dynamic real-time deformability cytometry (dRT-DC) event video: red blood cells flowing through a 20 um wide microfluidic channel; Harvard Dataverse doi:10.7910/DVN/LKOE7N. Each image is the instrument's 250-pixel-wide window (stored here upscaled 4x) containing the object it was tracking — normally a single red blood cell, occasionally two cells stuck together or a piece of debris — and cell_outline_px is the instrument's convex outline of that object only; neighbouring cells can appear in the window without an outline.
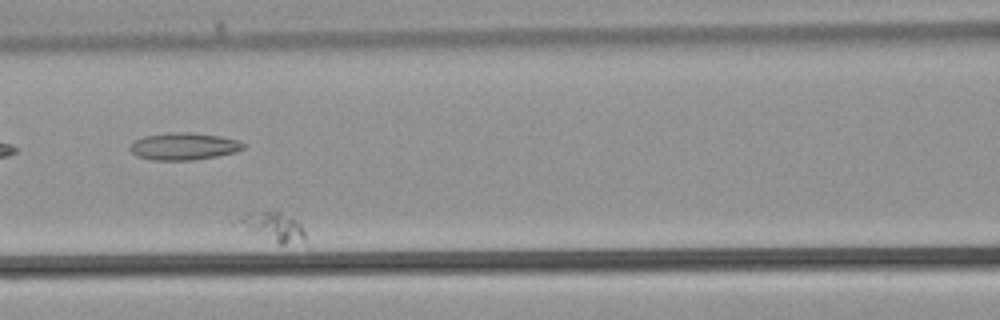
{"species": "common noctule bat (a hibernating species)", "species_latin": "Nyctalus noctula", "temperature_condition": "warm", "stored_images_in_passage": 29, "camera_frame_rate_fps": 3000, "um_per_image_px": 0.085, "animal": {"sex": "male", "body_mass_g": 21.5, "forearm_length_mm": 52.0}, "frame": {"image": 1, "passage_image": 7, "time_ms": 2.0, "image_size_px": [1000, 320], "cell_outline_px": [[304, 240], [284, 244], [280, 244], [252, 232], [236, 220], [240, 216], [260, 212], [280, 212], [300, 224], [304, 228]], "centroid_in_image_um": [23.26, 19.28], "position_along_channel_um": 143.3, "area_um2": 10.4}}
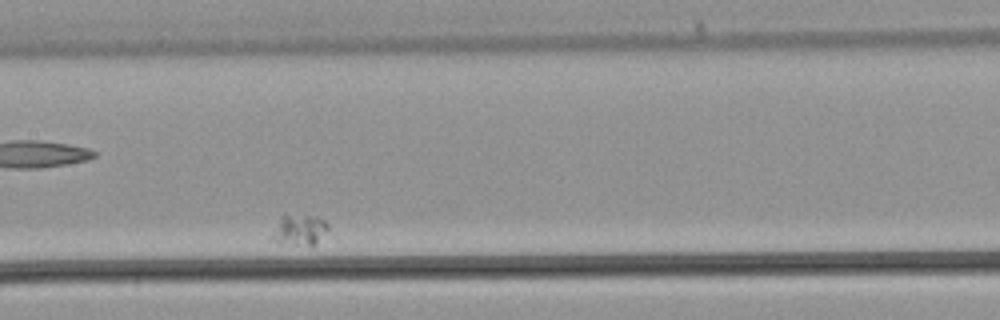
{"frame": {"image": 2, "passage_image": 10, "time_ms": 3.0, "image_size_px": [1000, 320], "cell_outline_px": [[328, 232], [312, 248], [268, 240], [268, 236], [284, 212], [308, 216], [324, 220], [328, 224]], "centroid_in_image_um": [25.4, 19.57], "position_along_channel_um": 182.0, "area_um2": 10.69}}
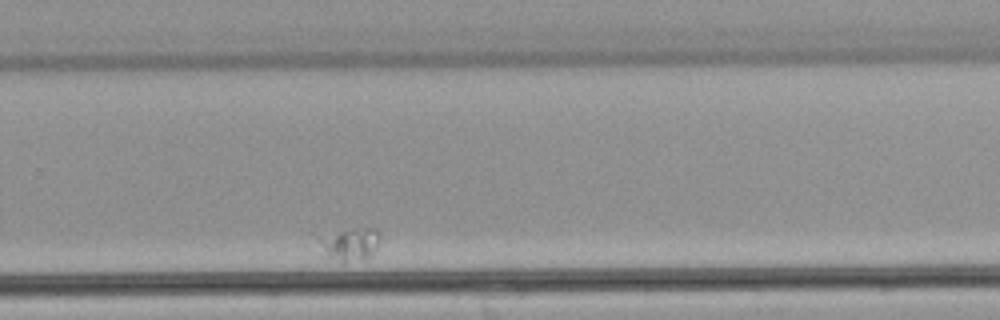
{"frame": {"image": 3, "passage_image": 19, "time_ms": 6.0, "image_size_px": [1000, 320], "cell_outline_px": [[380, 232], [376, 248], [364, 260], [324, 260], [320, 256], [324, 240], [340, 232], [364, 228], [376, 228]], "centroid_in_image_um": [29.81, 20.82], "position_along_channel_um": 300.0, "area_um2": 10.81}}